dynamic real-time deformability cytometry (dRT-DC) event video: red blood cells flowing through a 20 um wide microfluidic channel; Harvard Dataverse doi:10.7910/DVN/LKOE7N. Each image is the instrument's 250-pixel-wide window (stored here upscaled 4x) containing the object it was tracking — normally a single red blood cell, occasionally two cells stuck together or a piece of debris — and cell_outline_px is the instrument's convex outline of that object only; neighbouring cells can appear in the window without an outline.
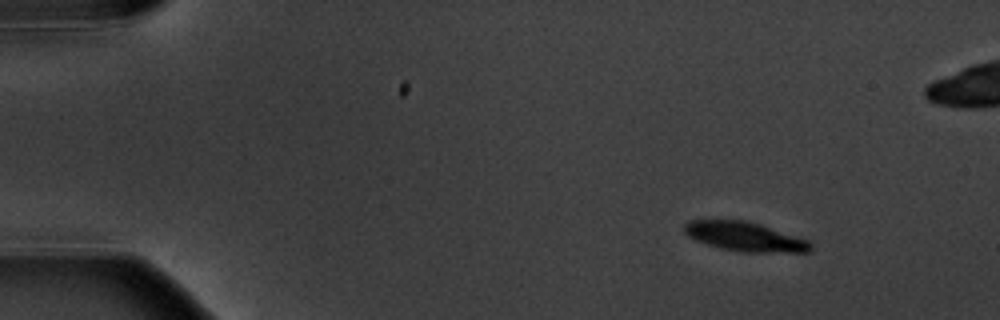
{"species": "common noctule bat (a hibernating species)", "species_latin": "Nyctalus noctula", "temperature_condition": "warm", "stored_images_in_passage": 5, "camera_frame_rate_fps": 3000, "um_per_image_px": 0.085, "animal": {"sex": "male", "body_mass_g": 20.1, "forearm_length_mm": 53.5}, "frame": {"image": 1, "passage_image": 1, "time_ms": 0.0, "image_size_px": [1000, 320], "cell_outline_px": [[812, 248], [808, 252], [744, 252], [720, 248], [696, 240], [688, 236], [684, 232], [684, 224], [688, 220], [744, 220], [760, 224], [808, 240], [812, 244]], "centroid_in_image_um": [63.3, 20.11], "position_along_channel_um": 21.7, "area_um2": 21.39}}